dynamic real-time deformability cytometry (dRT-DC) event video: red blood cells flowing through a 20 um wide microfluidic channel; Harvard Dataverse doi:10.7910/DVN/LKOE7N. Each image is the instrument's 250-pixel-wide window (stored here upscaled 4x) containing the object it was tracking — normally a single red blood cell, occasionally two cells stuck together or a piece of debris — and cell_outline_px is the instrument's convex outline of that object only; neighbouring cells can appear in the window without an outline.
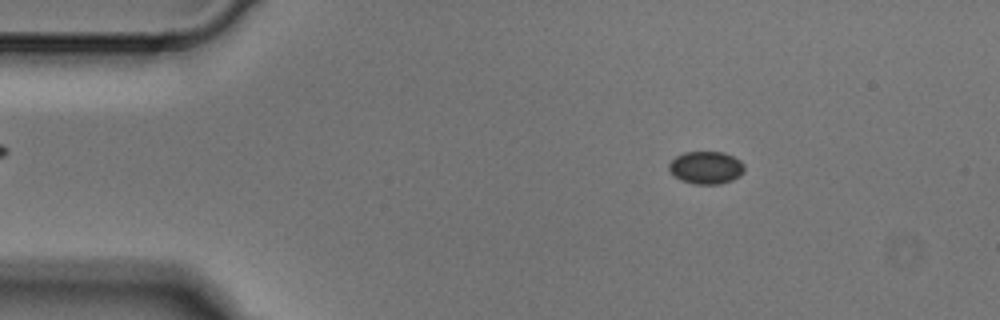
{"species": "Egyptian fruit bat (a non-hibernating species)", "species_latin": "Rousettus aegyptiacus", "temperature_condition": "cold", "stored_images_in_passage": 4, "camera_frame_rate_fps": 3000, "um_per_image_px": 0.085, "animal": {"sex": "male"}, "frame": {"image": 1, "passage_image": 2, "time_ms": 0.333, "image_size_px": [1000, 320], "cell_outline_px": [[744, 172], [740, 176], [732, 180], [720, 184], [692, 184], [680, 180], [668, 168], [668, 164], [676, 156], [684, 152], [724, 152], [740, 160], [744, 164]], "centroid_in_image_um": [60.03, 14.25], "position_along_channel_um": 25.0, "area_um2": 14.39}}
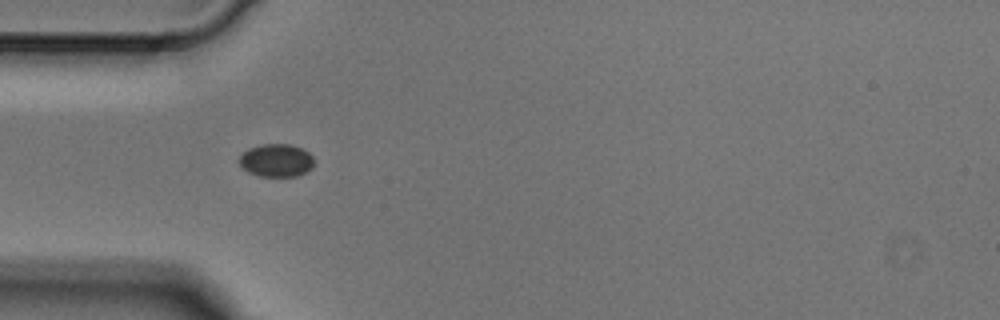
{"frame": {"image": 2, "passage_image": 4, "time_ms": 1.0, "image_size_px": [1000, 320], "cell_outline_px": [[312, 168], [296, 176], [260, 176], [248, 172], [240, 164], [240, 156], [248, 148], [264, 144], [288, 144], [300, 148], [308, 152], [312, 156]], "centroid_in_image_um": [23.47, 13.63], "position_along_channel_um": 61.5, "area_um2": 14.05}}